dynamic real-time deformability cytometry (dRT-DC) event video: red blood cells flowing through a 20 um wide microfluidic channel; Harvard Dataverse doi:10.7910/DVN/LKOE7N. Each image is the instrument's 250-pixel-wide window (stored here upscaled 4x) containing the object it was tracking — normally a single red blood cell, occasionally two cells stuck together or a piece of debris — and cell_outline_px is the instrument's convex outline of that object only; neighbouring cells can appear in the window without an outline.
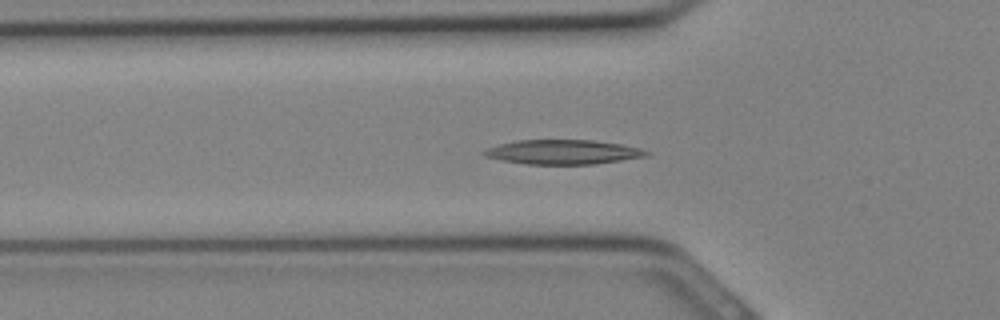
{"species": "Egyptian fruit bat (a non-hibernating species)", "species_latin": "Rousettus aegyptiacus", "temperature_condition": "cold", "stored_images_in_passage": 11, "camera_frame_rate_fps": 3000, "um_per_image_px": 0.085, "animal": {"sex": "female"}, "frame": {"image": 1, "passage_image": 10, "time_ms": 3.0, "image_size_px": [1000, 320], "cell_outline_px": [[652, 152], [648, 156], [592, 164], [528, 164], [504, 160], [484, 156], [480, 152], [488, 148], [500, 144], [516, 140], [592, 140], [620, 144], [640, 148]], "centroid_in_image_um": [47.87, 12.91], "position_along_channel_um": 77.9, "area_um2": 22.95}}